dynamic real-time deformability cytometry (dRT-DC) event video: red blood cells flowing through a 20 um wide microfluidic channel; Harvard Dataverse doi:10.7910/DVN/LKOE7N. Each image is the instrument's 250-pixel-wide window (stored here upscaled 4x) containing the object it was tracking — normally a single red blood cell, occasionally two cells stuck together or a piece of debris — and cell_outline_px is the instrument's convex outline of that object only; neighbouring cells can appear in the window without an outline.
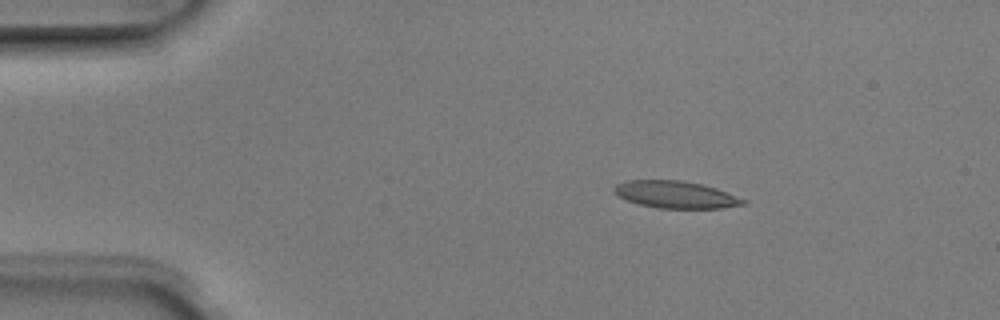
{"species": "Egyptian fruit bat (a non-hibernating species)", "species_latin": "Rousettus aegyptiacus", "temperature_condition": "room temperature", "stored_images_in_passage": 6, "camera_frame_rate_fps": 3000, "um_per_image_px": 0.085, "animal": {"sex": "male"}, "frame": {"image": 1, "passage_image": 3, "time_ms": 0.667, "image_size_px": [1000, 320], "cell_outline_px": [[744, 204], [720, 208], [656, 208], [640, 204], [628, 200], [612, 192], [612, 188], [616, 184], [624, 180], [680, 180], [700, 184], [716, 188], [744, 200]], "centroid_in_image_um": [57.34, 16.53], "position_along_channel_um": 27.7, "area_um2": 20.11}}
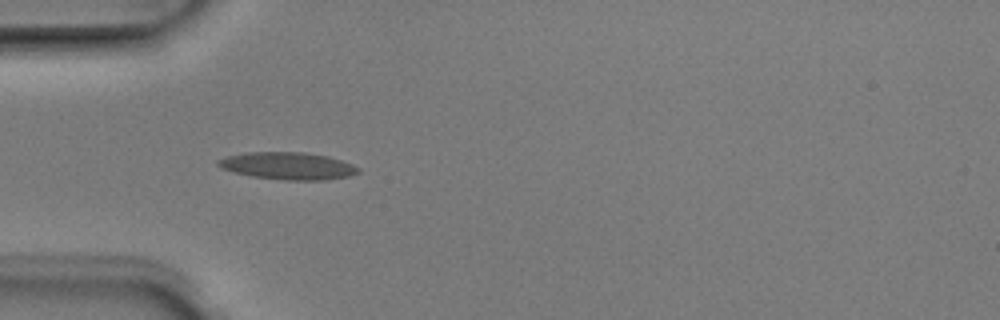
{"frame": {"image": 2, "passage_image": 5, "time_ms": 1.333, "image_size_px": [1000, 320], "cell_outline_px": [[360, 172], [348, 176], [324, 180], [284, 180], [252, 176], [220, 168], [216, 164], [216, 160], [224, 156], [248, 152], [304, 152], [328, 156], [352, 164], [360, 168]], "centroid_in_image_um": [24.44, 14.09], "position_along_channel_um": 60.6, "area_um2": 22.31}}
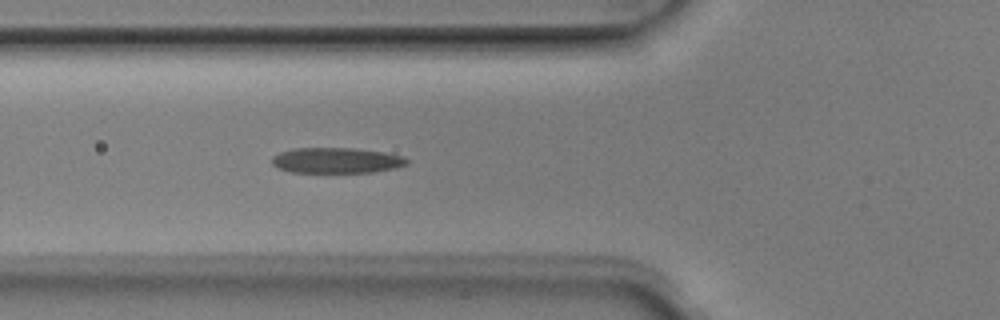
{"frame": {"image": 3, "passage_image": 6, "time_ms": 1.667, "image_size_px": [1000, 320], "cell_outline_px": [[408, 164], [396, 168], [372, 172], [292, 172], [276, 168], [272, 164], [272, 156], [280, 152], [292, 148], [356, 148], [384, 152], [404, 156], [408, 160]], "centroid_in_image_um": [28.59, 13.63], "position_along_channel_um": 97.2, "area_um2": 20.23}}